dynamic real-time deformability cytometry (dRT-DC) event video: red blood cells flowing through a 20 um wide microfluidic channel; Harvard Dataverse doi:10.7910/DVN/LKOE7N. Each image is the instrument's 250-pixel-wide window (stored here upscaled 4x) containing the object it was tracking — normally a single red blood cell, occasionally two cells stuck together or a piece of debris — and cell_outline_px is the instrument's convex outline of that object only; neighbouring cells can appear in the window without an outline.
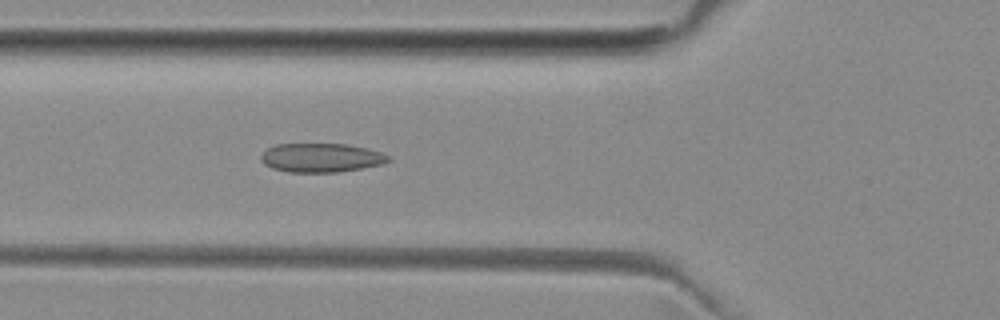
{"species": "common noctule bat (a hibernating species)", "species_latin": "Nyctalus noctula", "temperature_condition": "room temperature", "stored_images_in_passage": 51, "camera_frame_rate_fps": 3000, "um_per_image_px": 0.085, "animal": {"sex": "female", "body_mass_g": 29.2, "forearm_length_mm": 56.3}, "frame": {"image": 1, "passage_image": 18, "time_ms": 5.667, "image_size_px": [1000, 320], "cell_outline_px": [[392, 160], [384, 164], [336, 172], [288, 172], [272, 168], [264, 164], [260, 160], [260, 156], [268, 148], [276, 144], [348, 144], [380, 152], [392, 156]], "centroid_in_image_um": [27.31, 13.41], "position_along_channel_um": 98.5, "area_um2": 21.5}}
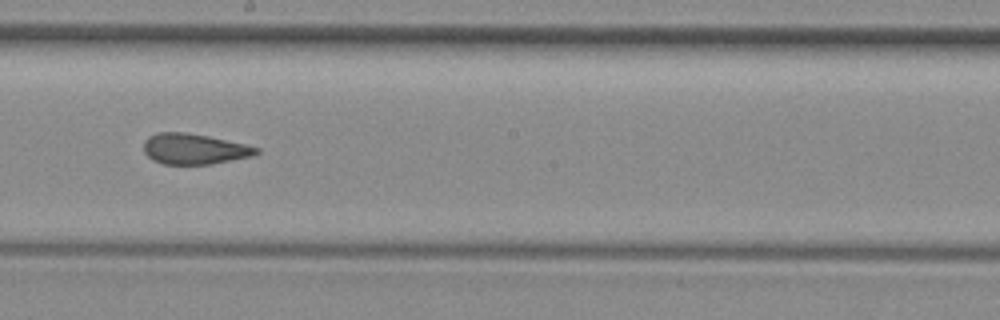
{"frame": {"image": 2, "passage_image": 28, "time_ms": 9.0, "image_size_px": [1000, 320], "cell_outline_px": [[260, 152], [252, 156], [212, 164], [164, 164], [152, 160], [144, 152], [144, 140], [148, 136], [160, 132], [184, 132], [208, 136], [244, 144], [260, 148]], "centroid_in_image_um": [16.5, 12.66], "position_along_channel_um": 231.7, "area_um2": 20.06}}
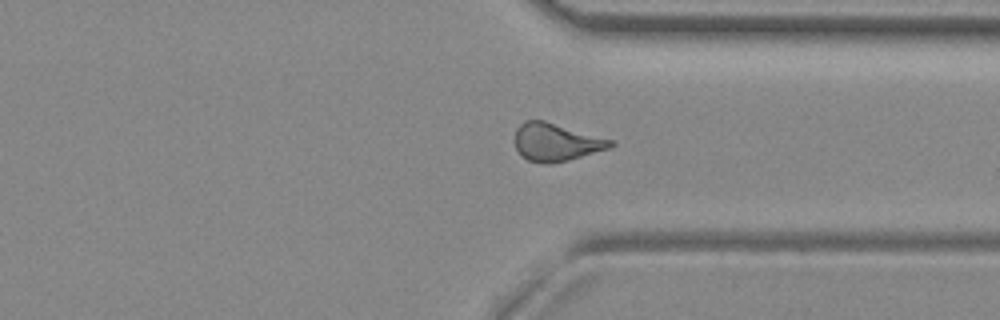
{"frame": {"image": 3, "passage_image": 38, "time_ms": 12.333, "image_size_px": [1000, 320], "cell_outline_px": [[616, 144], [608, 148], [568, 160], [548, 164], [544, 164], [528, 160], [520, 156], [516, 148], [516, 128], [524, 120], [544, 120], [616, 140]], "centroid_in_image_um": [47.28, 12.07], "position_along_channel_um": 364.1, "area_um2": 21.21}, "authors_computed_cell_mechanics": {"area_um2": 21.2126, "velocity_mm_per_s": 3.9853, "shape_relaxation_time_tau1_ms": null, "shape_relaxation_time_tau2_ms": 1.8824, "deformation_change_tau1": null, "deformation_change_tau2": 0.1006}}